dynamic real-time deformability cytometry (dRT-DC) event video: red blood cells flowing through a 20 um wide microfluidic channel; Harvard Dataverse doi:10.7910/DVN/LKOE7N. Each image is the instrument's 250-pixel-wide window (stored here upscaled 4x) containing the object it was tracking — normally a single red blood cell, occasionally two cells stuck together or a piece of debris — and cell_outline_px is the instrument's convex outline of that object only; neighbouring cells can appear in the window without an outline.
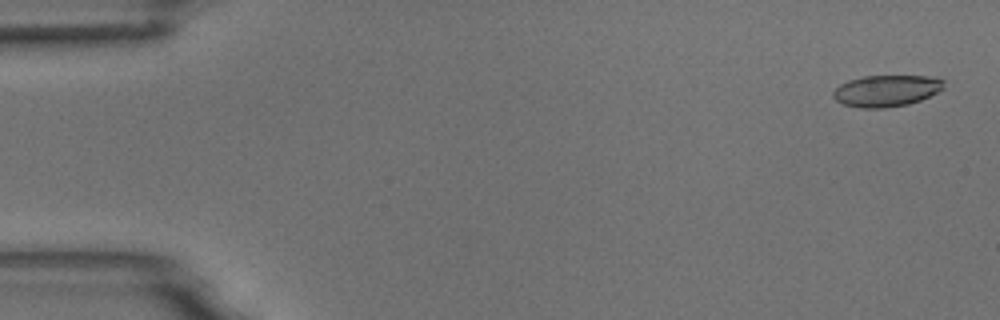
{"species": "common noctule bat (a hibernating species)", "species_latin": "Nyctalus noctula", "temperature_condition": "room temperature", "stored_images_in_passage": 5, "camera_frame_rate_fps": 3000, "um_per_image_px": 0.085, "animal": {"sex": "male", "body_mass_g": 18.8}, "frame": {"image": 1, "passage_image": 1, "time_ms": 0.0, "image_size_px": [1000, 320], "cell_outline_px": [[944, 88], [920, 100], [908, 104], [884, 108], [864, 108], [844, 104], [836, 100], [832, 96], [832, 92], [840, 84], [848, 80], [864, 76], [928, 76], [944, 80]], "centroid_in_image_um": [75.32, 7.71], "position_along_channel_um": 9.7, "area_um2": 20.17}}
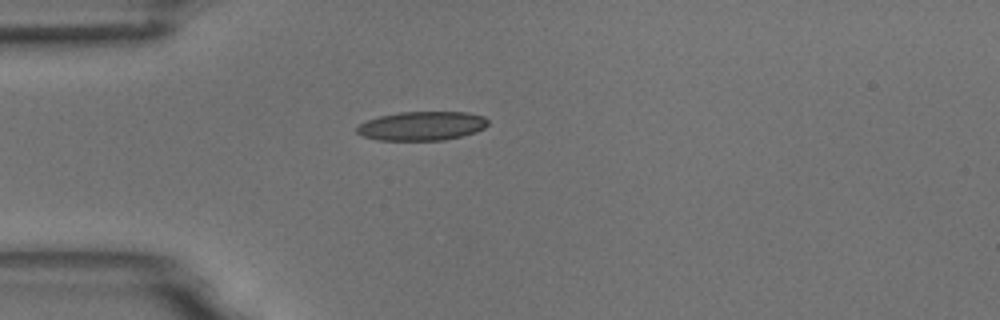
{"frame": {"image": 2, "passage_image": 5, "time_ms": 1.333, "image_size_px": [1000, 320], "cell_outline_px": [[488, 124], [484, 128], [476, 132], [444, 140], [380, 140], [360, 136], [356, 132], [356, 128], [360, 124], [368, 120], [380, 116], [400, 112], [468, 112], [484, 116], [488, 120]], "centroid_in_image_um": [35.86, 10.7], "position_along_channel_um": 49.1, "area_um2": 22.14}}